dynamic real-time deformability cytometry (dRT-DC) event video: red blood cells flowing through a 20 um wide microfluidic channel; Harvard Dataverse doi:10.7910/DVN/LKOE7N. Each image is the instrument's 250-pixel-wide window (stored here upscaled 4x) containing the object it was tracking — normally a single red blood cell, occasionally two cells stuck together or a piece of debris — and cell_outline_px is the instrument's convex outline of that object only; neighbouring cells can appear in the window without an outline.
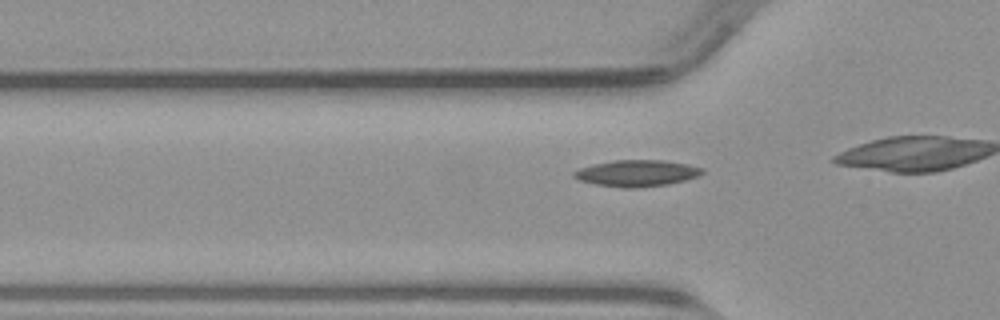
{"species": "common noctule bat (a hibernating species)", "species_latin": "Nyctalus noctula", "temperature_condition": "warm", "stored_images_in_passage": 8, "camera_frame_rate_fps": 3000, "um_per_image_px": 0.085, "animal": {"sex": "male", "body_mass_g": 23.1, "forearm_length_mm": 52.7}, "frame": {"image": 1, "passage_image": 5, "time_ms": 1.333, "image_size_px": [1000, 320], "cell_outline_px": [[704, 172], [696, 176], [684, 180], [668, 184], [636, 188], [624, 188], [596, 184], [580, 180], [572, 176], [572, 172], [580, 168], [592, 164], [616, 160], [664, 160], [688, 164], [704, 168]], "centroid_in_image_um": [54.12, 14.71], "position_along_channel_um": 71.7, "area_um2": 19.71}}